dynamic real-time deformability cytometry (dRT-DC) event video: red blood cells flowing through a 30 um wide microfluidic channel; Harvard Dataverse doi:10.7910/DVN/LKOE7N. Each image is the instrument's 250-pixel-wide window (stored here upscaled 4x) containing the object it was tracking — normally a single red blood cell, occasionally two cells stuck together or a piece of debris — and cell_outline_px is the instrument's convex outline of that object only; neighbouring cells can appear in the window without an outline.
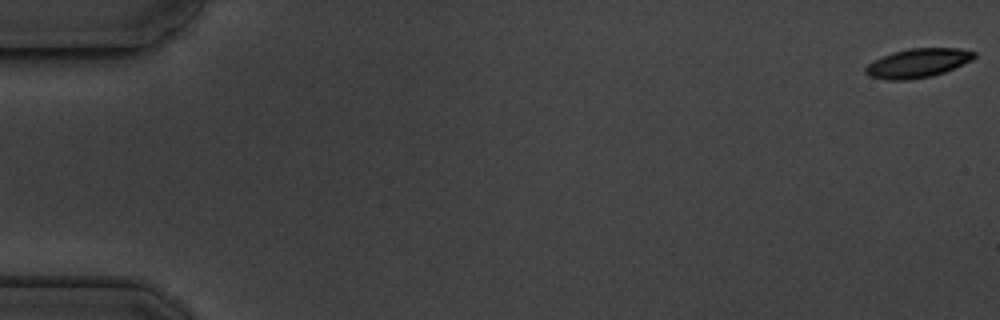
{"species": "common noctule bat (a hibernating species)", "species_latin": "Nyctalus noctula", "temperature_condition": "cold", "stored_images_in_passage": 6, "camera_frame_rate_fps": 3000, "um_per_image_px": 0.085, "animal": {"sex": "male", "body_mass_g": 19.5, "forearm_length_mm": 54.6}, "frame": {"image": 1, "passage_image": 1, "time_ms": 0.0, "image_size_px": [1000, 320], "cell_outline_px": [[976, 56], [972, 60], [944, 72], [932, 76], [908, 80], [888, 80], [868, 76], [864, 72], [864, 68], [872, 60], [880, 56], [892, 52], [908, 48], [960, 48], [976, 52]], "centroid_in_image_um": [77.97, 5.35], "position_along_channel_um": 7.0, "area_um2": 18.61}}